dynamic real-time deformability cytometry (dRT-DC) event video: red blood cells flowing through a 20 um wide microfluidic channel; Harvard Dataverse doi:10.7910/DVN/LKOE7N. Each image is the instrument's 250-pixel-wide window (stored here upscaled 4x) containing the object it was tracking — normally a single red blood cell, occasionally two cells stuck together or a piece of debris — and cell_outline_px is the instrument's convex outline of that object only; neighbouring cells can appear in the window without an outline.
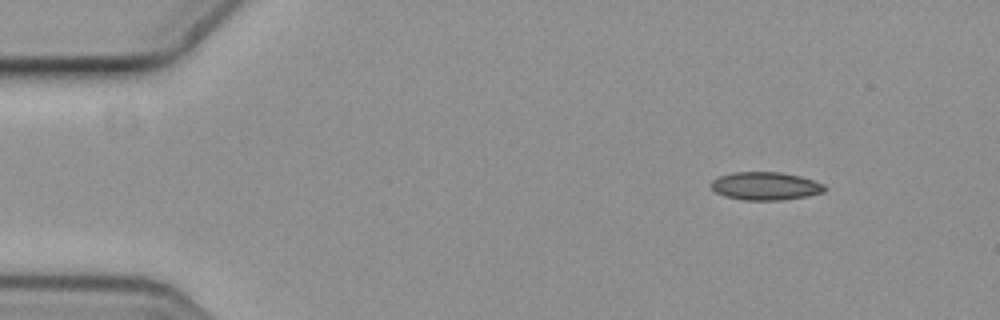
{"species": "common noctule bat (a hibernating species)", "species_latin": "Nyctalus noctula", "temperature_condition": "cold", "stored_images_in_passage": 3, "camera_frame_rate_fps": 3000, "um_per_image_px": 0.085, "animal": {"sex": "female", "body_mass_g": 19.3, "forearm_length_mm": 54.1}, "frame": {"image": 1, "passage_image": 1, "time_ms": 0.0, "image_size_px": [1000, 320], "cell_outline_px": [[828, 188], [824, 192], [808, 196], [784, 200], [744, 200], [724, 196], [716, 192], [712, 188], [712, 180], [720, 176], [732, 172], [780, 172], [800, 176], [824, 184]], "centroid_in_image_um": [65.1, 15.82], "position_along_channel_um": 19.9, "area_um2": 18.61}}
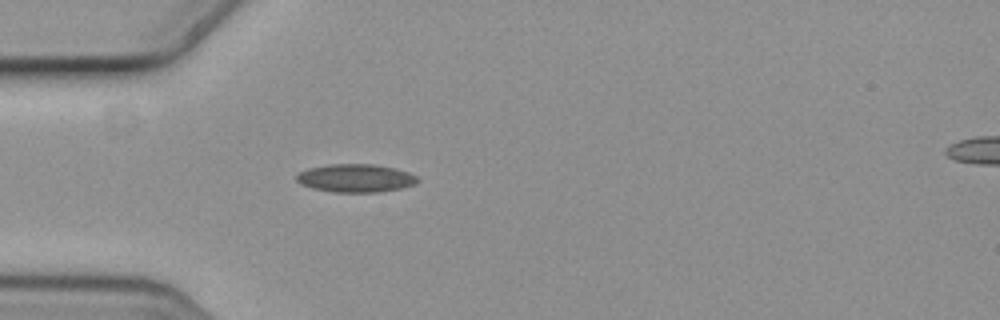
{"frame": {"image": 2, "passage_image": 3, "time_ms": 0.667, "image_size_px": [1000, 320], "cell_outline_px": [[420, 180], [416, 184], [400, 188], [376, 192], [332, 192], [312, 188], [300, 184], [296, 180], [296, 176], [300, 172], [308, 168], [328, 164], [372, 164], [392, 168], [408, 172], [416, 176]], "centroid_in_image_um": [30.2, 15.14], "position_along_channel_um": 54.8, "area_um2": 19.77}}